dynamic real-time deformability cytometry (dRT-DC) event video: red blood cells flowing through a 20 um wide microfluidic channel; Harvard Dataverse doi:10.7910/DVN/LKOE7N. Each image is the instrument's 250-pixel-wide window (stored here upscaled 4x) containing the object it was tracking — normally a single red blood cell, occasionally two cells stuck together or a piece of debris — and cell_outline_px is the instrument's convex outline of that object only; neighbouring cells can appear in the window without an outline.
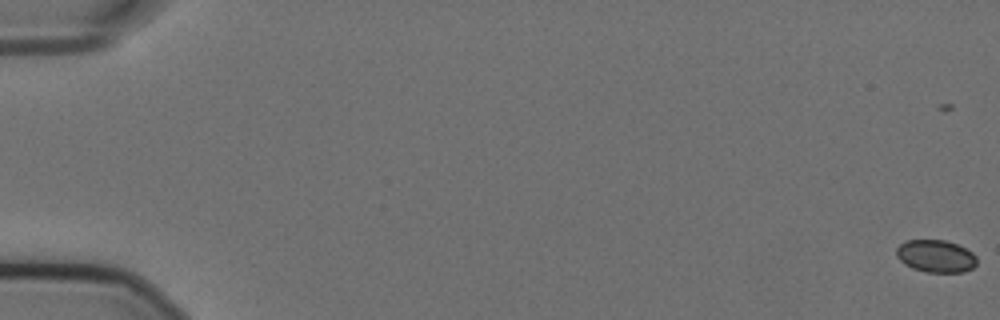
{"species": "Egyptian fruit bat (a non-hibernating species)", "species_latin": "Rousettus aegyptiacus", "temperature_condition": "cold", "stored_images_in_passage": 61, "camera_frame_rate_fps": 3000, "um_per_image_px": 0.085, "animal": {"sex": "female"}, "frame": {"image": 1, "passage_image": 1, "time_ms": 0.0, "image_size_px": [1000, 320], "cell_outline_px": [[976, 264], [972, 268], [964, 272], [928, 272], [912, 268], [904, 264], [896, 256], [896, 248], [900, 244], [908, 240], [944, 240], [956, 244], [972, 252], [976, 256]], "centroid_in_image_um": [79.53, 21.77], "position_along_channel_um": 5.5, "area_um2": 15.14}}
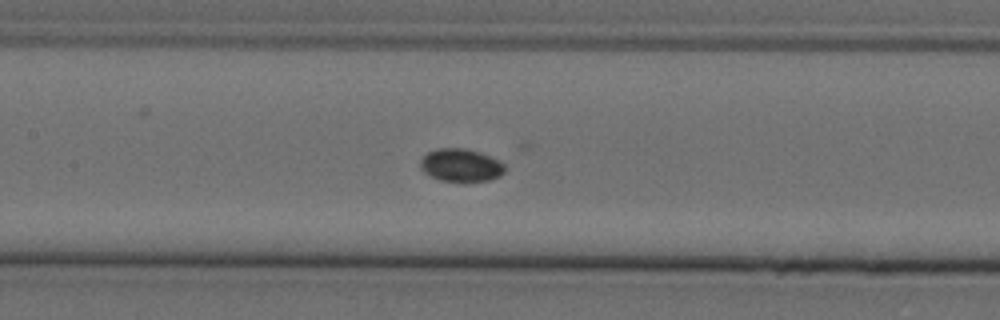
{"frame": {"image": 2, "passage_image": 29, "time_ms": 9.333, "image_size_px": [1000, 320], "cell_outline_px": [[504, 172], [500, 176], [488, 180], [464, 184], [440, 180], [424, 172], [420, 168], [420, 160], [428, 152], [436, 148], [464, 148], [480, 152], [500, 160], [504, 164]], "centroid_in_image_um": [39.18, 14.07], "position_along_channel_um": 168.2, "area_um2": 16.65}}
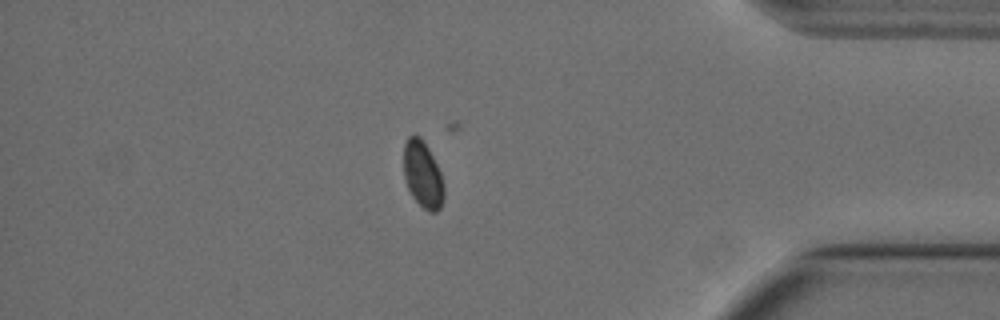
{"frame": {"image": 3, "passage_image": 51, "time_ms": 16.667, "image_size_px": [1000, 320], "cell_outline_px": [[444, 200], [440, 208], [436, 212], [428, 212], [412, 196], [408, 188], [404, 176], [404, 144], [408, 136], [420, 136], [428, 148], [440, 172], [444, 184]], "centroid_in_image_um": [35.94, 14.86], "position_along_channel_um": 399.3, "area_um2": 15.55}}